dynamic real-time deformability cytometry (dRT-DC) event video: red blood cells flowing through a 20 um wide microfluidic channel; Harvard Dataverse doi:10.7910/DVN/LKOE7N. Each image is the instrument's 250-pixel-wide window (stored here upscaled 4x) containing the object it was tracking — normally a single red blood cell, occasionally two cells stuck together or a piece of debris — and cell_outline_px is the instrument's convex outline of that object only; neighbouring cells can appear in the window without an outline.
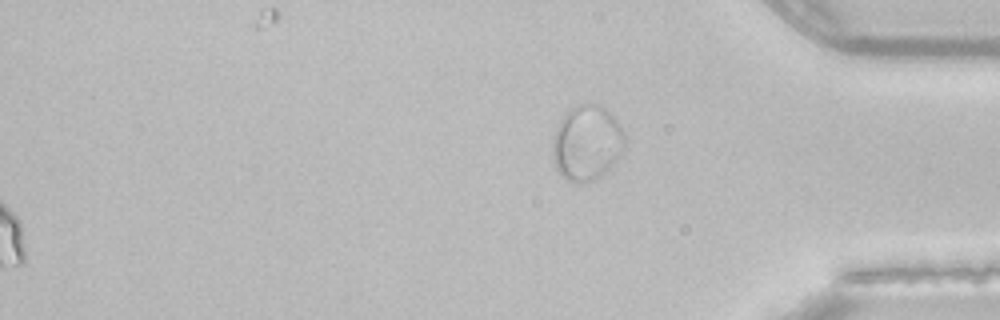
{"species": "common noctule bat (a hibernating species)", "species_latin": "Nyctalus noctula", "temperature_condition": "room temperature", "stored_images_in_passage": 42, "segment_of_instrument_passage": [2, 2], "camera_frame_rate_fps": 3000, "um_per_image_px": 0.085, "animal": {"sex": "female", "body_mass_g": 22.7, "forearm_length_mm": 54.2}, "frame": {"image": 1, "passage_image": 42, "time_ms": 13.667, "image_size_px": [1000, 320], "cell_outline_px": [[624, 148], [616, 160], [600, 176], [592, 180], [576, 184], [568, 180], [556, 168], [552, 152], [552, 140], [556, 128], [560, 120], [576, 104], [596, 104], [604, 108], [620, 124], [624, 132]], "centroid_in_image_um": [49.87, 12.14], "position_along_channel_um": 385.3, "area_um2": 31.21}}